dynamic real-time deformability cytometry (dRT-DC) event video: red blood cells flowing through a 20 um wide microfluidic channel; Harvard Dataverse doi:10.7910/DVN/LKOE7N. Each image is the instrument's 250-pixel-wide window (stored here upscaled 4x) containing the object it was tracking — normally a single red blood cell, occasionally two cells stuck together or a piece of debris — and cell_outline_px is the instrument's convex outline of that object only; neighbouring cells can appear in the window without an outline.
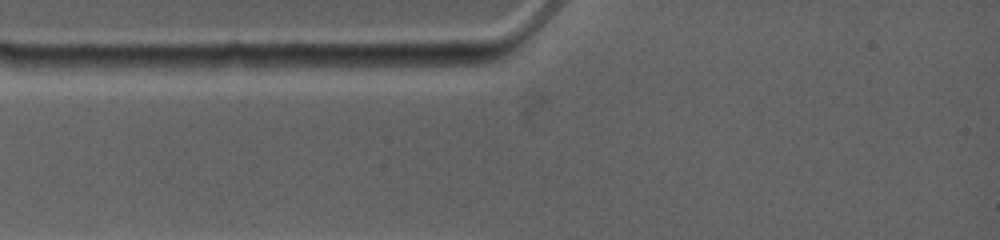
{"species": "common noctule bat (a hibernating species)", "species_latin": "Nyctalus noctula", "temperature_condition": "warm", "stored_images_in_passage": 1, "camera_frame_rate_fps": 4500, "um_per_image_px": 0.085, "animal": {"sex": "female", "body_mass_g": 19.0, "forearm_length_mm": 53.3}, "frame": {"image": 1, "passage_image": 1, "time_ms": 0.0, "image_size_px": [1000, 240], "cell_outline_px": [[484, 64], [368, 72], [312, 64], [320, 56], [420, 56], [484, 60]], "centroid_in_image_um": [33.27, 5.32], "position_along_channel_um": 51.7, "area_um2": 13.76}}